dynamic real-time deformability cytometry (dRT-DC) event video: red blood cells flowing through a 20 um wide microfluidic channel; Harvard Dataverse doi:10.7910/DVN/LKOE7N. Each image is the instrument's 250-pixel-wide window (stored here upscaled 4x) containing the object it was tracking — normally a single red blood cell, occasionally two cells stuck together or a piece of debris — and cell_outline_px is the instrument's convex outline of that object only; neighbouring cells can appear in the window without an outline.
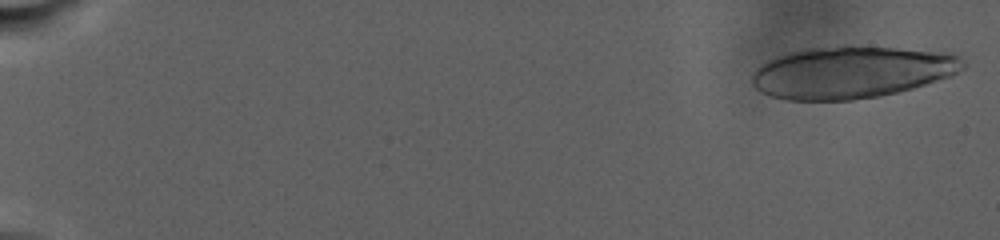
{"species": "human", "species_latin": "Homo sapiens", "temperature_condition": "warm", "stored_images_in_passage": 14, "camera_frame_rate_fps": 3000, "um_per_image_px": 0.085, "donor": {"sex": "male"}, "frame": {"image": 1, "passage_image": 1, "time_ms": 0.0, "image_size_px": [1000, 240], "cell_outline_px": [[964, 68], [952, 76], [900, 92], [880, 96], [852, 100], [784, 100], [768, 96], [760, 92], [752, 84], [752, 72], [756, 68], [768, 60], [788, 52], [808, 48], [836, 44], [852, 44], [960, 52], [964, 60]], "centroid_in_image_um": [72.45, 6.1], "position_along_channel_um": 12.6, "area_um2": 65.83}}
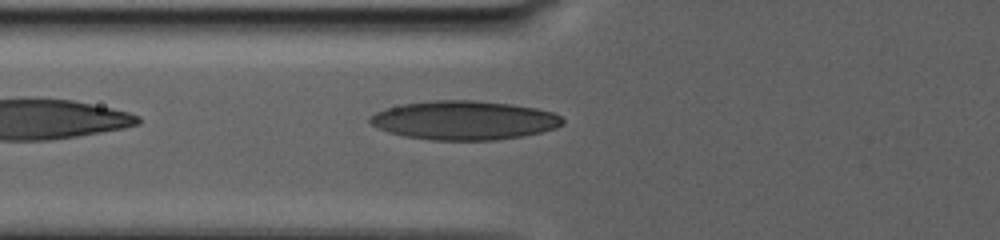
{"frame": {"image": 2, "passage_image": 14, "time_ms": 11.667, "image_size_px": [1000, 240], "cell_outline_px": [[564, 124], [556, 128], [524, 136], [496, 140], [432, 140], [404, 136], [388, 132], [376, 128], [368, 120], [368, 116], [384, 108], [404, 104], [432, 100], [472, 100], [512, 104], [536, 108], [552, 112], [560, 116], [564, 120]], "centroid_in_image_um": [39.44, 10.23], "position_along_channel_um": 86.4, "area_um2": 43.93}}